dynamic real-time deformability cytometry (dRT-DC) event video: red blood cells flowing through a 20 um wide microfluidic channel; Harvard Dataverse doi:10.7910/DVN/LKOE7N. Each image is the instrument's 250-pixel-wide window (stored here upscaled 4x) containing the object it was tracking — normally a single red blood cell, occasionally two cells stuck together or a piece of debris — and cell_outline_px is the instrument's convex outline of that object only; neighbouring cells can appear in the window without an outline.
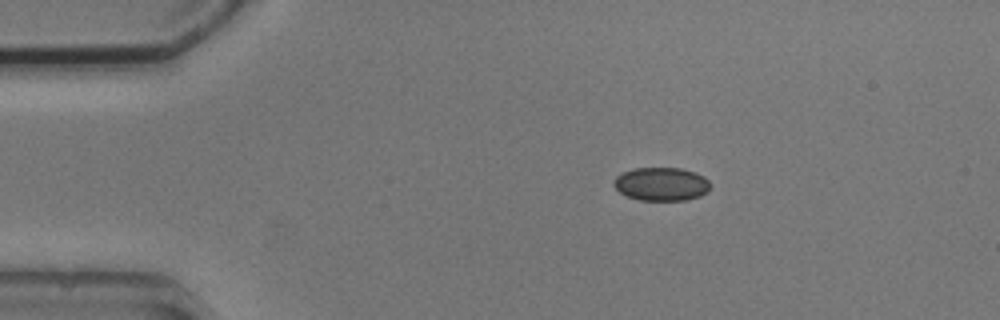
{"species": "common noctule bat (a hibernating species)", "species_latin": "Nyctalus noctula", "temperature_condition": "cold", "stored_images_in_passage": 3, "camera_frame_rate_fps": 3000, "um_per_image_px": 0.085, "animal": {"sex": "male", "body_mass_g": 20.5, "forearm_length_mm": 52.5}, "frame": {"image": 1, "passage_image": 1, "time_ms": 0.0, "image_size_px": [1000, 320], "cell_outline_px": [[712, 184], [708, 192], [700, 196], [684, 200], [640, 200], [628, 196], [620, 192], [612, 184], [612, 180], [616, 176], [632, 168], [680, 168], [696, 172], [704, 176]], "centroid_in_image_um": [56.24, 15.64], "position_along_channel_um": 28.8, "area_um2": 18.96}}